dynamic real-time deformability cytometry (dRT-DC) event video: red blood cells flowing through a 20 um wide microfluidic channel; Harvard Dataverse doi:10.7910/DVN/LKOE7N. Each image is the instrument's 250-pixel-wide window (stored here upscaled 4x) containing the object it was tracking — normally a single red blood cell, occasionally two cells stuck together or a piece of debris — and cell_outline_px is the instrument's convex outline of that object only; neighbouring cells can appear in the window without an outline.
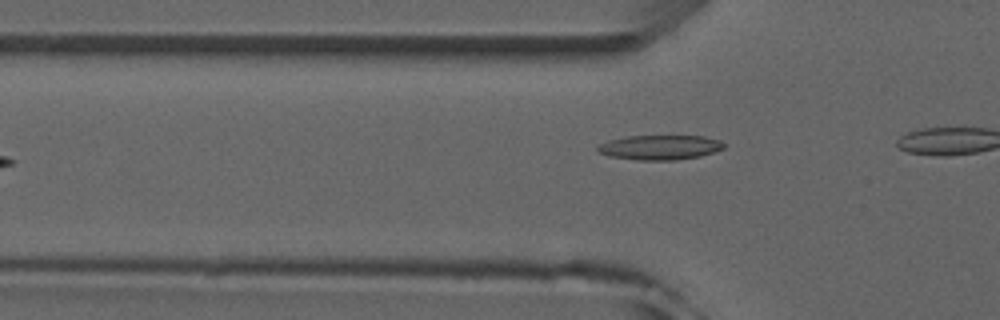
{"species": "common noctule bat (a hibernating species)", "species_latin": "Nyctalus noctula", "temperature_condition": "room temperature", "stored_images_in_passage": 5, "camera_frame_rate_fps": 3000, "um_per_image_px": 0.085, "animal": {"sex": "male", "forearm_length_mm": 52.5}, "frame": {"image": 1, "passage_image": 5, "time_ms": 4.667, "image_size_px": [1000, 320], "cell_outline_px": [[724, 148], [700, 156], [676, 160], [636, 160], [608, 156], [596, 152], [596, 148], [600, 144], [608, 140], [628, 136], [704, 136], [720, 140], [724, 144]], "centroid_in_image_um": [56.05, 12.53], "position_along_channel_um": 69.8, "area_um2": 18.21}}